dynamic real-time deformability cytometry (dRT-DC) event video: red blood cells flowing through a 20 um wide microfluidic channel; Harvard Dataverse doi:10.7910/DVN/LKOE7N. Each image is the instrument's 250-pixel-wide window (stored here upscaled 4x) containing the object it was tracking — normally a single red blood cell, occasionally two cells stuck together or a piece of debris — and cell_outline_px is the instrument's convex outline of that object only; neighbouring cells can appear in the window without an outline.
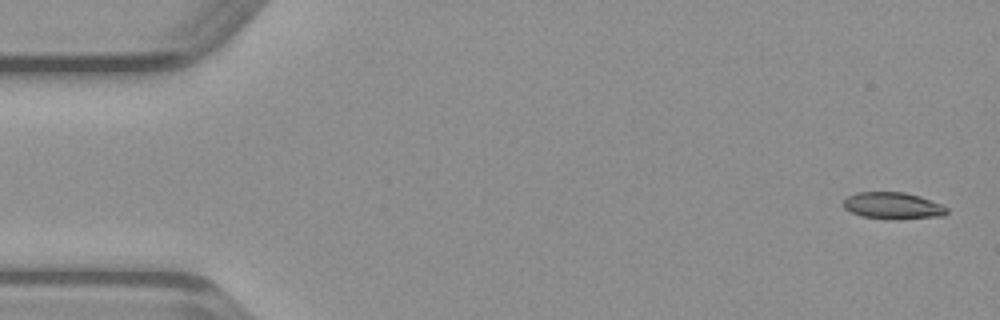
{"species": "common noctule bat (a hibernating species)", "species_latin": "Nyctalus noctula", "temperature_condition": "warm", "stored_images_in_passage": 49, "camera_frame_rate_fps": 3000, "um_per_image_px": 0.085, "animal": {"sex": "male", "body_mass_g": 23.1, "forearm_length_mm": 52.7}, "frame": {"image": 1, "passage_image": 2, "time_ms": 0.333, "image_size_px": [1000, 320], "cell_outline_px": [[948, 212], [944, 216], [896, 220], [888, 220], [860, 216], [844, 208], [844, 200], [848, 196], [856, 192], [904, 192], [920, 196], [940, 204], [948, 208]], "centroid_in_image_um": [75.91, 17.5], "position_along_channel_um": 9.1, "area_um2": 16.36}}
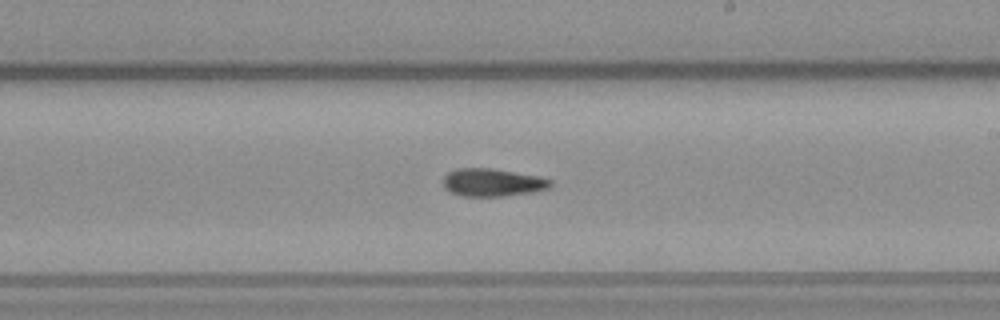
{"frame": {"image": 2, "passage_image": 28, "time_ms": 9.0, "image_size_px": [1000, 320], "cell_outline_px": [[552, 184], [548, 188], [532, 192], [504, 196], [460, 196], [444, 188], [444, 176], [448, 172], [456, 168], [492, 168], [540, 176], [552, 180]], "centroid_in_image_um": [41.86, 15.5], "position_along_channel_um": 247.1, "area_um2": 17.46}}
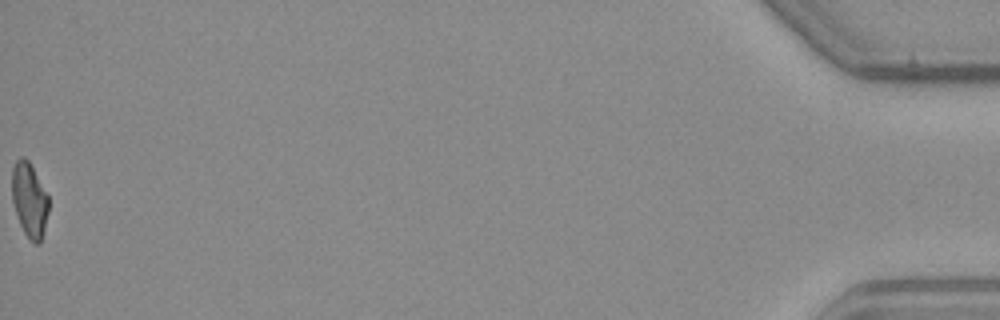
{"frame": {"image": 3, "passage_image": 49, "time_ms": 16.0, "image_size_px": [1000, 320], "cell_outline_px": [[48, 212], [40, 244], [36, 244], [28, 240], [20, 224], [12, 200], [12, 168], [16, 160], [20, 156], [24, 156], [28, 160], [48, 196]], "centroid_in_image_um": [2.49, 17.0], "position_along_channel_um": 432.7, "area_um2": 15.78}}